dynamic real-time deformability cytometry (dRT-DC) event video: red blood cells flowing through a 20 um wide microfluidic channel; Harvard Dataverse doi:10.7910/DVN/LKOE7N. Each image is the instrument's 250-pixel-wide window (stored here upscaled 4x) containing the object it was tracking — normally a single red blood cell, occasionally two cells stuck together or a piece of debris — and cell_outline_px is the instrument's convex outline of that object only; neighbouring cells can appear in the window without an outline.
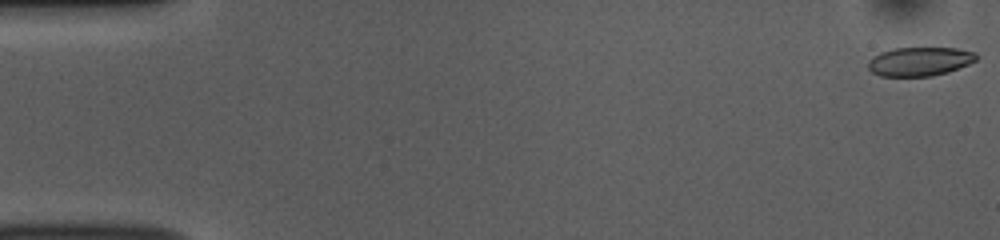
{"species": "common noctule bat (a hibernating species)", "species_latin": "Nyctalus noctula", "temperature_condition": "room temperature", "stored_images_in_passage": 53, "camera_frame_rate_fps": 3000, "um_per_image_px": 0.085, "animal": {"sex": "female", "body_mass_g": 10.0, "forearm_length_mm": 53.1}, "frame": {"image": 1, "passage_image": 1, "time_ms": 0.0, "image_size_px": [1000, 240], "cell_outline_px": [[976, 60], [968, 64], [948, 72], [932, 76], [880, 76], [872, 72], [868, 68], [868, 60], [872, 56], [880, 52], [892, 48], [956, 48], [976, 52]], "centroid_in_image_um": [78.14, 5.22], "position_along_channel_um": 6.9, "area_um2": 18.26}}
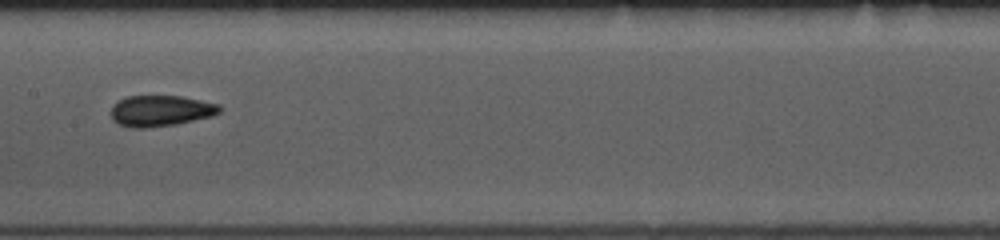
{"frame": {"image": 2, "passage_image": 27, "time_ms": 8.667, "image_size_px": [1000, 240], "cell_outline_px": [[220, 112], [212, 116], [176, 124], [144, 128], [128, 128], [112, 120], [112, 104], [128, 96], [180, 96], [220, 104]], "centroid_in_image_um": [13.65, 9.42], "position_along_channel_um": 193.8, "area_um2": 19.54}}
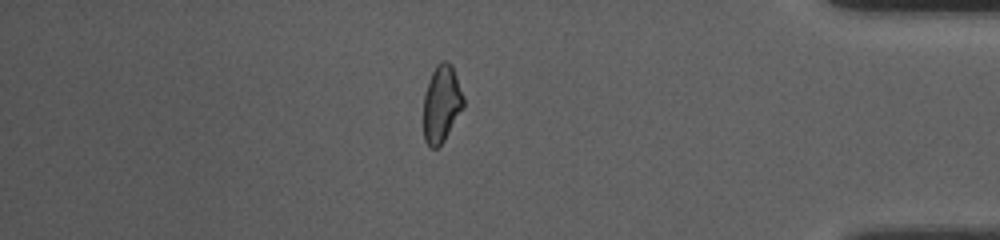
{"frame": {"image": 3, "passage_image": 46, "time_ms": 15.0, "image_size_px": [1000, 240], "cell_outline_px": [[464, 108], [444, 140], [436, 148], [428, 148], [424, 140], [424, 96], [428, 80], [436, 64], [440, 60], [444, 60], [452, 64], [464, 96]], "centroid_in_image_um": [37.54, 8.81], "position_along_channel_um": 397.7, "area_um2": 18.21}, "authors_computed_cell_mechanics": {"area_um2": 19.074, "velocity_mm_per_s": 3.7583, "shape_relaxation_time_tau1_ms": null, "shape_relaxation_time_tau2_ms": 2.6974, "deformation_change_tau1": null, "deformation_change_tau2": 0.0852}}